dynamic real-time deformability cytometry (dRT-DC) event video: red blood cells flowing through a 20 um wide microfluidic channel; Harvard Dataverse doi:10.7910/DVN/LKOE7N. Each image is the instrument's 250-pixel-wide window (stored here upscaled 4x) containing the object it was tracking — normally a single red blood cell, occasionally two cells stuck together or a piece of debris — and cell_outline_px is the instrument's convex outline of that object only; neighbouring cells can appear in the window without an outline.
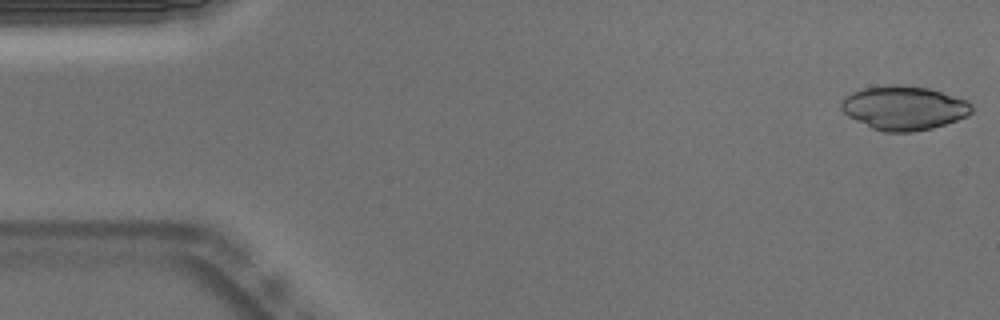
{"species": "Egyptian fruit bat (a non-hibernating species)", "species_latin": "Rousettus aegyptiacus", "temperature_condition": "warm", "stored_images_in_passage": 52, "camera_frame_rate_fps": 3000, "um_per_image_px": 0.085, "animal": {"sex": "male"}, "frame": {"image": 1, "passage_image": 1, "time_ms": 0.0, "image_size_px": [1000, 320], "cell_outline_px": [[972, 112], [968, 116], [932, 128], [912, 132], [884, 132], [872, 128], [848, 116], [840, 108], [840, 104], [852, 92], [864, 88], [884, 84], [900, 84], [928, 88], [968, 100], [972, 104]], "centroid_in_image_um": [76.85, 9.16], "position_along_channel_um": 8.2, "area_um2": 33.47}}